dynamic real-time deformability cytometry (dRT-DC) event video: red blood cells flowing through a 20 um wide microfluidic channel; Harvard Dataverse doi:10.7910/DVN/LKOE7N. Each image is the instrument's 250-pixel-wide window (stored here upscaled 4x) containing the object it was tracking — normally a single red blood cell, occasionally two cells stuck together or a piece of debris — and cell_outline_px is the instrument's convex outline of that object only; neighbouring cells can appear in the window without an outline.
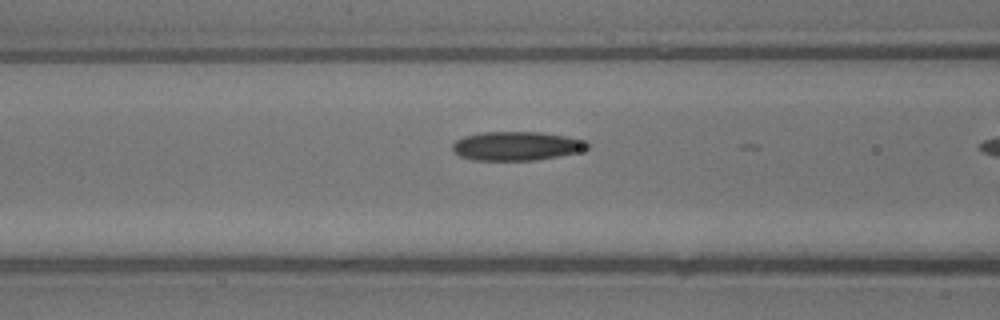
{"species": "common noctule bat (a hibernating species)", "species_latin": "Nyctalus noctula", "temperature_condition": "warm", "stored_images_in_passage": 8, "camera_frame_rate_fps": 3000, "um_per_image_px": 0.085, "animal": {"sex": "male", "body_mass_g": 13.3}, "frame": {"image": 1, "passage_image": 4, "time_ms": 1.0, "image_size_px": [1000, 320], "cell_outline_px": [[592, 144], [588, 148], [576, 152], [536, 160], [472, 160], [460, 156], [452, 152], [452, 144], [456, 140], [464, 136], [484, 132], [540, 132], [564, 136], [584, 140]], "centroid_in_image_um": [43.87, 12.41], "position_along_channel_um": 122.7, "area_um2": 22.66}}
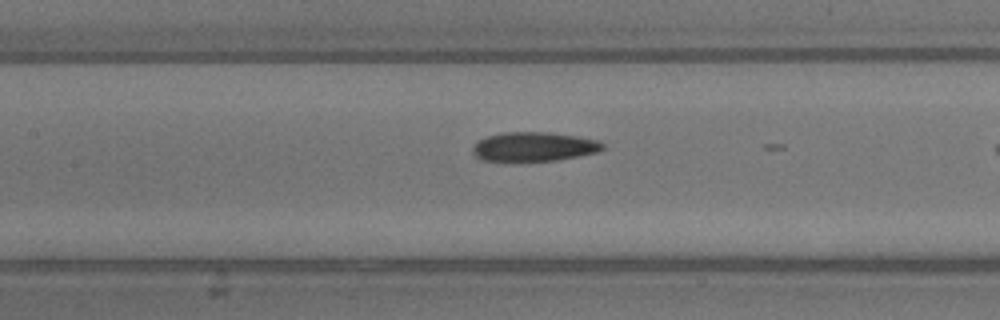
{"frame": {"image": 2, "passage_image": 6, "time_ms": 1.667, "image_size_px": [1000, 320], "cell_outline_px": [[604, 148], [596, 152], [556, 160], [480, 160], [472, 152], [472, 148], [480, 140], [488, 136], [504, 132], [548, 132], [576, 136], [596, 140], [604, 144]], "centroid_in_image_um": [45.37, 12.45], "position_along_channel_um": 162.0, "area_um2": 21.62}}